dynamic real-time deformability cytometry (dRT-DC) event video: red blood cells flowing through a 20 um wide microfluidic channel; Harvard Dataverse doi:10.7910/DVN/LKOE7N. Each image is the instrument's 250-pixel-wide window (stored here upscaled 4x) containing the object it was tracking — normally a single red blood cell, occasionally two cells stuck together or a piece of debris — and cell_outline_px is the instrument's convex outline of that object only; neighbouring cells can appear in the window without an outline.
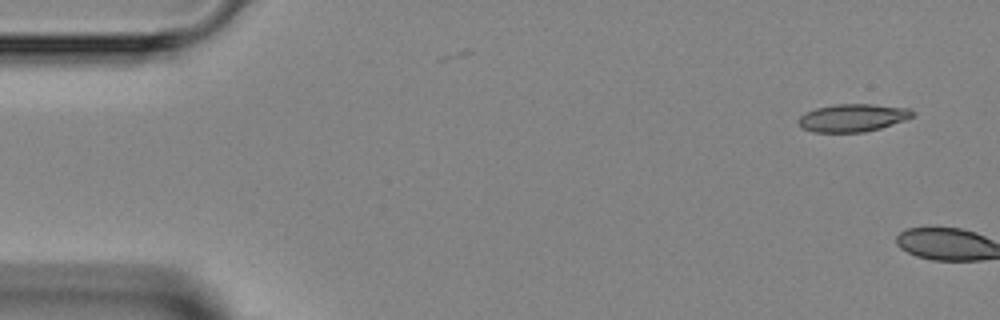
{"species": "Egyptian fruit bat (a non-hibernating species)", "species_latin": "Rousettus aegyptiacus", "temperature_condition": "room temperature", "stored_images_in_passage": 5, "camera_frame_rate_fps": 3000, "um_per_image_px": 0.085, "animal": {"sex": "female"}, "frame": {"image": 1, "passage_image": 1, "time_ms": 0.0, "image_size_px": [1000, 320], "cell_outline_px": [[916, 112], [912, 116], [904, 120], [880, 128], [864, 132], [812, 132], [800, 128], [796, 120], [804, 112], [816, 108], [836, 104], [872, 104], [912, 108]], "centroid_in_image_um": [72.45, 10.01], "position_along_channel_um": 12.6, "area_um2": 18.67}}